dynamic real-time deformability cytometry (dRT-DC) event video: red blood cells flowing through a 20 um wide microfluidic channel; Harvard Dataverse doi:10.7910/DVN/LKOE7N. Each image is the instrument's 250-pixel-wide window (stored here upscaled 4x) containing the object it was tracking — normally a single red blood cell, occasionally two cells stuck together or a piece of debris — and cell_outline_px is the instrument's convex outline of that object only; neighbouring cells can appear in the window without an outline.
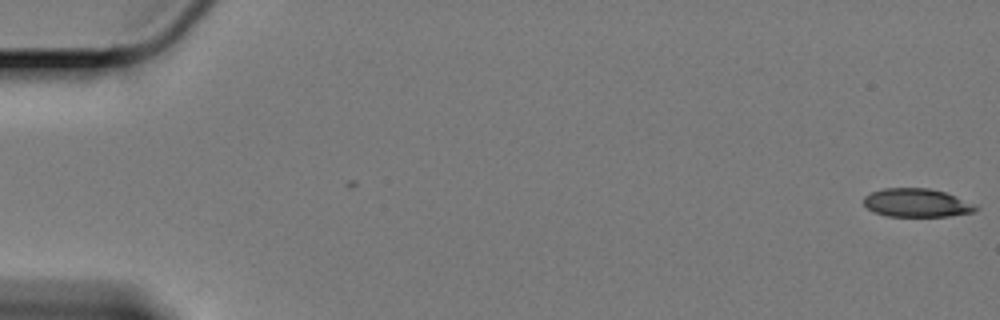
{"species": "Egyptian fruit bat (a non-hibernating species)", "species_latin": "Rousettus aegyptiacus", "temperature_condition": "cold", "stored_images_in_passage": 12, "camera_frame_rate_fps": 3000, "um_per_image_px": 0.085, "animal": {"sex": "female"}, "frame": {"image": 1, "passage_image": 1, "time_ms": 0.0, "image_size_px": [1000, 320], "cell_outline_px": [[980, 208], [972, 212], [948, 216], [888, 216], [876, 212], [868, 208], [864, 204], [864, 196], [872, 192], [884, 188], [928, 188], [944, 192], [976, 204]], "centroid_in_image_um": [77.94, 17.24], "position_along_channel_um": 7.1, "area_um2": 18.38}}